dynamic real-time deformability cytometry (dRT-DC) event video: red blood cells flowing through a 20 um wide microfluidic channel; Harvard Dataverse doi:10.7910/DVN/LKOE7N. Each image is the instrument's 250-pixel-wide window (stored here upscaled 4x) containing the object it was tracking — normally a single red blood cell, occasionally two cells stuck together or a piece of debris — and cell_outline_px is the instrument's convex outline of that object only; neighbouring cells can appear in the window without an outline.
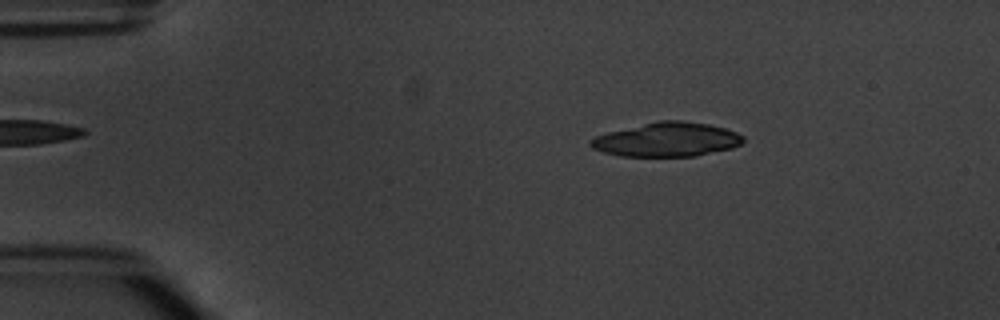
{"species": "common noctule bat (a hibernating species)", "species_latin": "Nyctalus noctula", "temperature_condition": "warm", "stored_images_in_passage": 5, "segment_of_instrument_passage": [1, 2], "camera_frame_rate_fps": 3000, "um_per_image_px": 0.085, "animal": {"sex": "male", "body_mass_g": 20.1, "forearm_length_mm": 53.5}, "frame": {"image": 1, "passage_image": 2, "time_ms": 1.0, "image_size_px": [1000, 320], "cell_outline_px": [[744, 144], [732, 148], [696, 156], [620, 156], [604, 152], [592, 148], [588, 144], [588, 140], [596, 136], [608, 132], [656, 120], [684, 120], [708, 124], [724, 128], [736, 132], [744, 136]], "centroid_in_image_um": [56.7, 11.86], "position_along_channel_um": 28.3, "area_um2": 30.58}}